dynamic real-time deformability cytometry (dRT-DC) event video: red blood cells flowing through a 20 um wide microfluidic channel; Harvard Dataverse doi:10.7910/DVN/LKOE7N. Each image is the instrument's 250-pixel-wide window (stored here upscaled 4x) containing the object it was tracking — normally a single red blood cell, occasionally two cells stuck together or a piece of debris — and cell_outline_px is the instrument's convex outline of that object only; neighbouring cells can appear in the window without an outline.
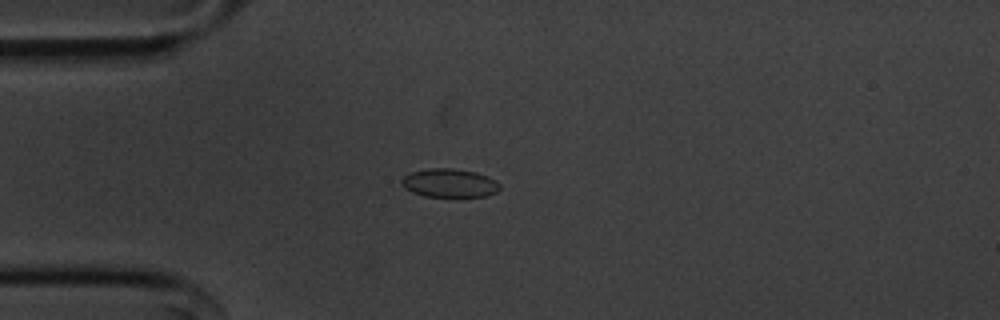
{"species": "common noctule bat (a hibernating species)", "species_latin": "Nyctalus noctula", "temperature_condition": "cold", "stored_images_in_passage": 42, "camera_frame_rate_fps": 3000, "um_per_image_px": 0.085, "animal": {"sex": "male", "body_mass_g": 20.1, "forearm_length_mm": 53.5}, "frame": {"image": 1, "passage_image": 1, "time_ms": 0.0, "image_size_px": [1000, 320], "cell_outline_px": [[500, 188], [496, 192], [488, 196], [424, 196], [412, 192], [404, 188], [400, 180], [404, 176], [412, 172], [428, 168], [452, 168], [476, 172], [488, 176], [496, 180], [500, 184]], "centroid_in_image_um": [38.21, 15.55], "position_along_channel_um": 46.8, "area_um2": 16.36}}
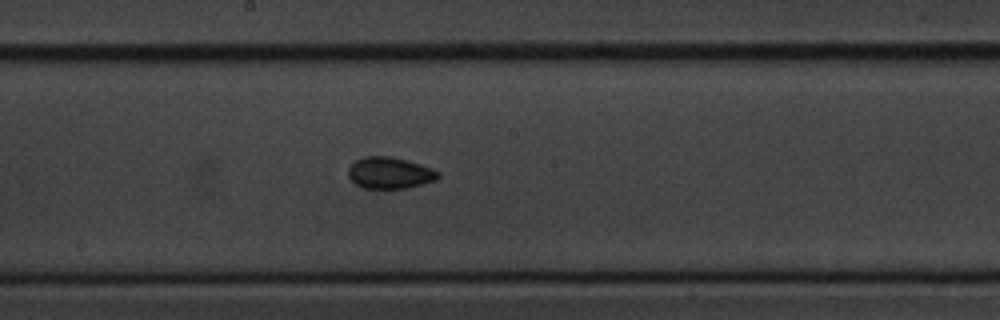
{"frame": {"image": 2, "passage_image": 16, "time_ms": 5.0, "image_size_px": [1000, 320], "cell_outline_px": [[440, 176], [436, 180], [408, 188], [364, 188], [356, 184], [348, 176], [348, 168], [356, 160], [364, 156], [392, 156], [408, 160], [432, 168], [440, 172]], "centroid_in_image_um": [33.15, 14.69], "position_along_channel_um": 215.1, "area_um2": 16.59}}
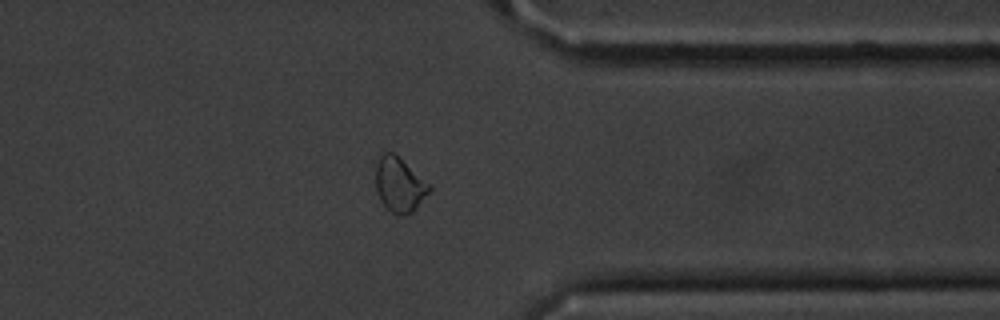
{"frame": {"image": 3, "passage_image": 30, "time_ms": 9.667, "image_size_px": [1000, 320], "cell_outline_px": [[432, 192], [412, 212], [404, 216], [400, 216], [392, 212], [380, 200], [376, 188], [376, 164], [380, 156], [384, 152], [392, 152], [432, 184]], "centroid_in_image_um": [34.0, 15.72], "position_along_channel_um": 377.4, "area_um2": 17.22}, "authors_computed_cell_mechanics": {"area_um2": 16.3574, "velocity_mm_per_s": 3.6241, "shape_relaxation_time_tau1_ms": 2.2534, "shape_relaxation_time_tau2_ms": 7.04, "deformation_change_tau1": 0.0512, "deformation_change_tau2": 0.0874}}